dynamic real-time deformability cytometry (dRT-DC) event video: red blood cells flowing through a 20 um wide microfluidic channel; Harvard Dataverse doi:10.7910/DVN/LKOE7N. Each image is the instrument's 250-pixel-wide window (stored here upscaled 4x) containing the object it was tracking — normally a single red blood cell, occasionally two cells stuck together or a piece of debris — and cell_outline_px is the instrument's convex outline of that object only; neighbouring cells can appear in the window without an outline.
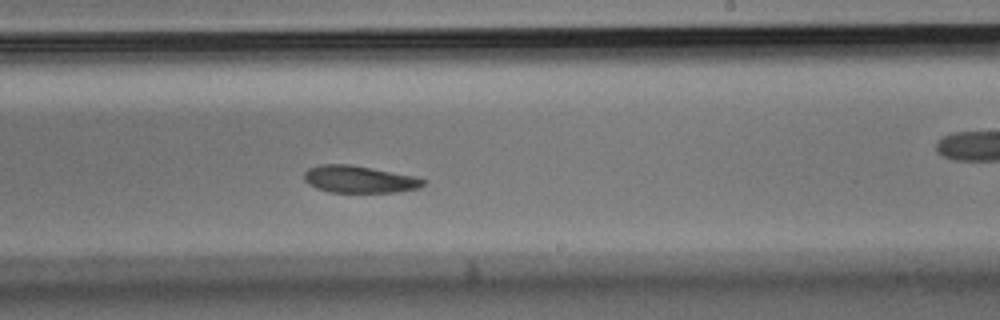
{"species": "Egyptian fruit bat (a non-hibernating species)", "species_latin": "Rousettus aegyptiacus", "temperature_condition": "room temperature", "stored_images_in_passage": 39, "camera_frame_rate_fps": 3000, "um_per_image_px": 0.085, "animal": {"sex": "male"}, "frame": {"image": 1, "passage_image": 23, "time_ms": 7.333, "image_size_px": [1000, 320], "cell_outline_px": [[428, 180], [420, 188], [396, 192], [328, 192], [316, 188], [308, 184], [304, 180], [304, 172], [308, 168], [320, 164], [348, 164], [372, 168], [412, 176]], "centroid_in_image_um": [30.5, 15.24], "position_along_channel_um": 258.5, "area_um2": 18.84}}